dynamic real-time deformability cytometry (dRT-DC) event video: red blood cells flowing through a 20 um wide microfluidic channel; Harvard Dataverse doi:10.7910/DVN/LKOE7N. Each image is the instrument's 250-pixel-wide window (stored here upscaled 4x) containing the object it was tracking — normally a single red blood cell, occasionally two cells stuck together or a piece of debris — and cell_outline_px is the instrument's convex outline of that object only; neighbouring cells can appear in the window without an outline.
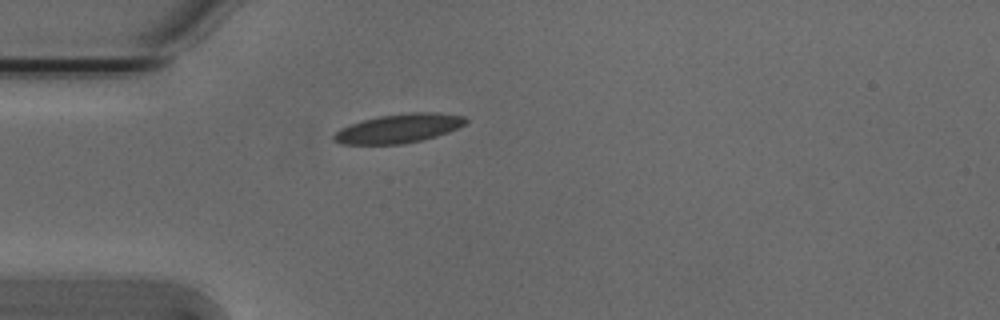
{"species": "Egyptian fruit bat (a non-hibernating species)", "species_latin": "Rousettus aegyptiacus", "temperature_condition": "cold", "stored_images_in_passage": 9, "camera_frame_rate_fps": 3000, "um_per_image_px": 0.085, "animal": {"sex": "male"}, "frame": {"image": 1, "passage_image": 1, "time_ms": 0.0, "image_size_px": [1000, 320], "cell_outline_px": [[468, 120], [464, 124], [448, 132], [436, 136], [404, 144], [340, 144], [332, 140], [332, 136], [340, 128], [364, 120], [380, 116], [408, 112], [436, 112], [464, 116]], "centroid_in_image_um": [33.88, 10.91], "position_along_channel_um": 51.1, "area_um2": 22.14}}